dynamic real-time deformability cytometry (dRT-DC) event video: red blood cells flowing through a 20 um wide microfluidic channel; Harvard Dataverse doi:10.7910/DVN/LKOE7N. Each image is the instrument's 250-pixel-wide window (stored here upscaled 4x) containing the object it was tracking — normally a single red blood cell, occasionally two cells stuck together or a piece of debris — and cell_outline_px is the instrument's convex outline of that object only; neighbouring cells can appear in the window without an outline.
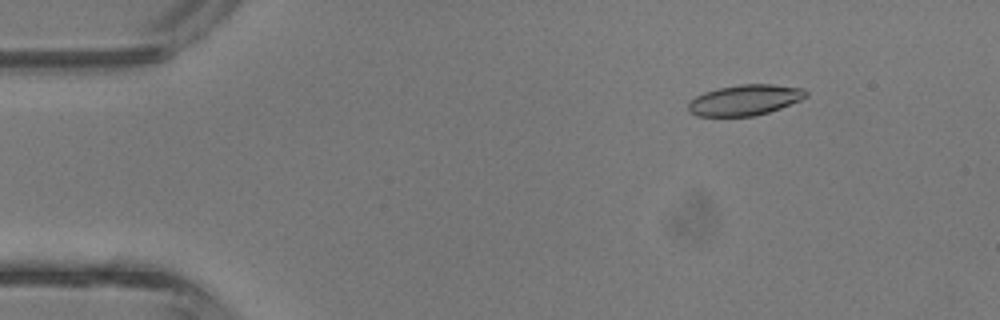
{"species": "common noctule bat (a hibernating species)", "species_latin": "Nyctalus noctula", "temperature_condition": "room temperature", "stored_images_in_passage": 43, "camera_frame_rate_fps": 3000, "um_per_image_px": 0.085, "animal": {"sex": "male", "body_mass_g": 13.3}, "frame": {"image": 1, "passage_image": 6, "time_ms": 1.667, "image_size_px": [1000, 320], "cell_outline_px": [[808, 96], [800, 100], [780, 108], [756, 116], [696, 116], [688, 108], [688, 104], [696, 96], [704, 92], [716, 88], [740, 84], [772, 84], [804, 88], [808, 92]], "centroid_in_image_um": [63.34, 8.49], "position_along_channel_um": 21.7, "area_um2": 21.04}}
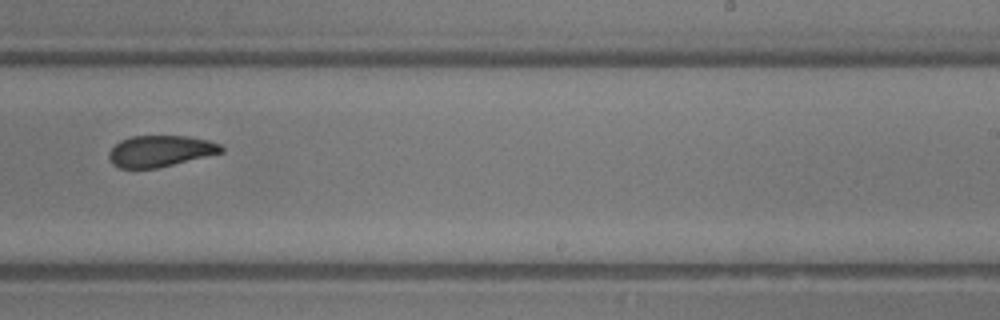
{"frame": {"image": 2, "passage_image": 27, "time_ms": 8.667, "image_size_px": [1000, 320], "cell_outline_px": [[224, 152], [156, 168], [120, 168], [112, 164], [108, 156], [108, 152], [120, 140], [132, 136], [188, 136], [208, 140], [220, 144], [224, 148]], "centroid_in_image_um": [13.62, 12.83], "position_along_channel_um": 275.4, "area_um2": 20.4}}
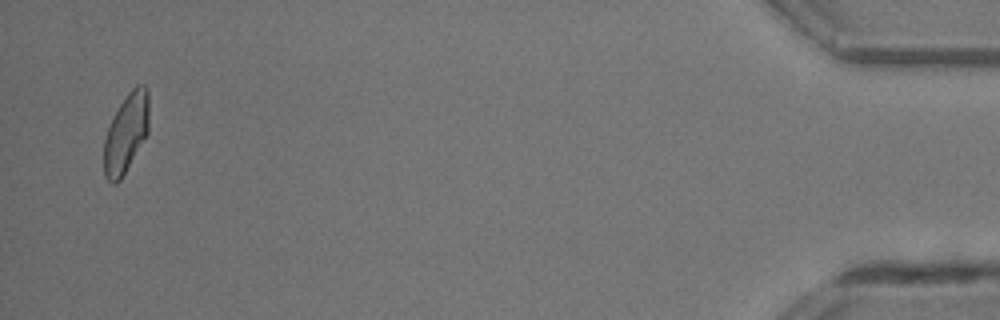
{"frame": {"image": 3, "passage_image": 42, "time_ms": 13.667, "image_size_px": [1000, 320], "cell_outline_px": [[148, 132], [120, 180], [116, 184], [112, 184], [104, 176], [104, 140], [108, 128], [120, 104], [128, 92], [136, 84], [144, 84], [148, 88]], "centroid_in_image_um": [10.71, 11.3], "position_along_channel_um": 424.5, "area_um2": 20.52}, "authors_computed_cell_mechanics": {"area_um2": 21.386, "velocity_mm_per_s": 4.8029, "shape_relaxation_time_tau1_ms": 5.3558, "shape_relaxation_time_tau2_ms": 2.463, "deformation_change_tau1": 0.1522, "deformation_change_tau2": 0.0892}}